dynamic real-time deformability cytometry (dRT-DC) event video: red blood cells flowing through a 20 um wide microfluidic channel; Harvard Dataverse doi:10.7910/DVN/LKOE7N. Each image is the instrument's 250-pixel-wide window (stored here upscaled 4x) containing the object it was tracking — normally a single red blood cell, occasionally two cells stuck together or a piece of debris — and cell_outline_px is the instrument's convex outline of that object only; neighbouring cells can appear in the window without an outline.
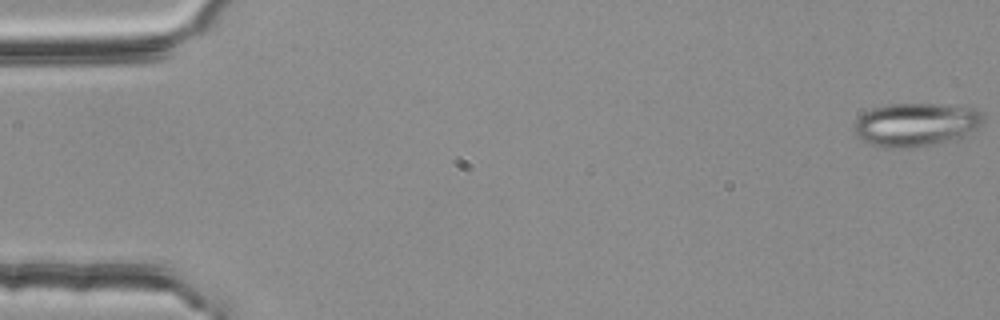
{"species": "common noctule bat (a hibernating species)", "species_latin": "Nyctalus noctula", "temperature_condition": "room temperature", "stored_images_in_passage": 55, "segment_of_instrument_passage": [1, 2], "camera_frame_rate_fps": 3000, "um_per_image_px": 0.085, "animal": {"sex": "female", "body_mass_g": 25.1}, "frame": {"image": 1, "passage_image": 1, "time_ms": 0.0, "image_size_px": [1000, 320], "cell_outline_px": [[984, 120], [976, 128], [964, 136], [956, 140], [908, 148], [888, 148], [872, 144], [856, 136], [856, 120], [868, 108], [888, 104], [940, 104], [976, 108], [984, 116]], "centroid_in_image_um": [77.87, 10.58], "position_along_channel_um": 7.1, "area_um2": 32.66}}